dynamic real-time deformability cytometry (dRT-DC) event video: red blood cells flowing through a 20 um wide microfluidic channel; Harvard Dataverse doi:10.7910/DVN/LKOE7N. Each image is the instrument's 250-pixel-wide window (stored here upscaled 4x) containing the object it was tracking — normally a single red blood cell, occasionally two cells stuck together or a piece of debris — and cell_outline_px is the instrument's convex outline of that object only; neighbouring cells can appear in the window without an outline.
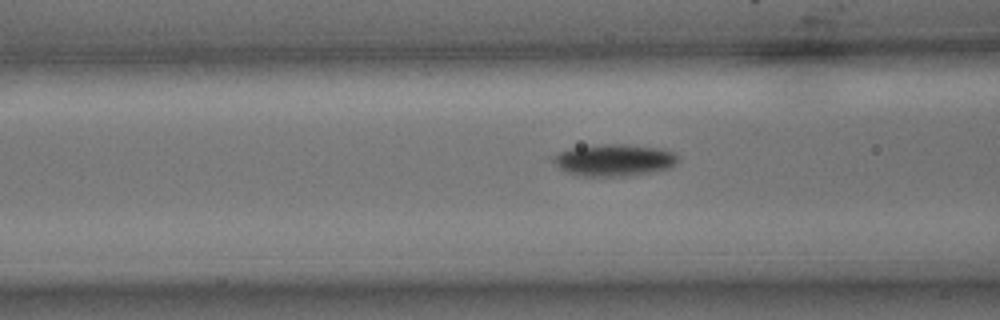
{"species": "common noctule bat (a hibernating species)", "species_latin": "Nyctalus noctula", "temperature_condition": "cold", "stored_images_in_passage": 27, "camera_frame_rate_fps": 3000, "um_per_image_px": 0.085, "animal": {"sex": "male", "body_mass_g": 15.6}, "frame": {"image": 1, "passage_image": 5, "time_ms": 1.333, "image_size_px": [1000, 320], "cell_outline_px": [[680, 160], [676, 164], [668, 168], [628, 176], [584, 176], [564, 172], [552, 160], [552, 156], [556, 152], [568, 148], [600, 144], [624, 144], [664, 148], [676, 152], [680, 156]], "centroid_in_image_um": [52.21, 13.59], "position_along_channel_um": 114.4, "area_um2": 23.64}}
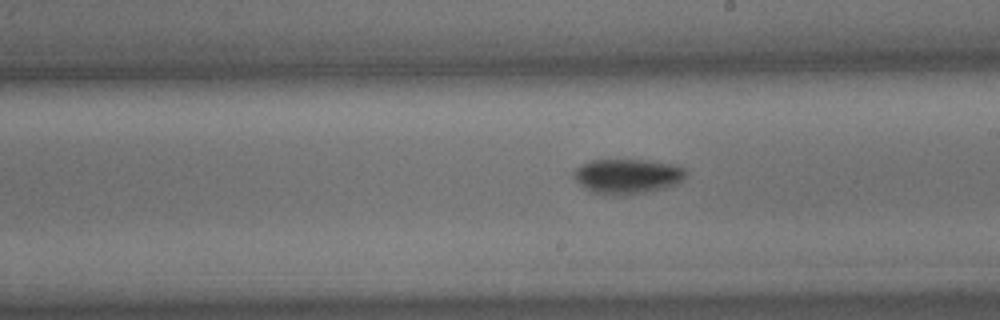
{"frame": {"image": 2, "passage_image": 15, "time_ms": 4.667, "image_size_px": [1000, 320], "cell_outline_px": [[688, 172], [676, 184], [664, 188], [648, 192], [628, 196], [608, 196], [592, 192], [584, 188], [572, 176], [572, 172], [580, 164], [592, 160], [648, 160], [672, 164], [688, 168]], "centroid_in_image_um": [53.31, 15.0], "position_along_channel_um": 235.7, "area_um2": 23.29}}
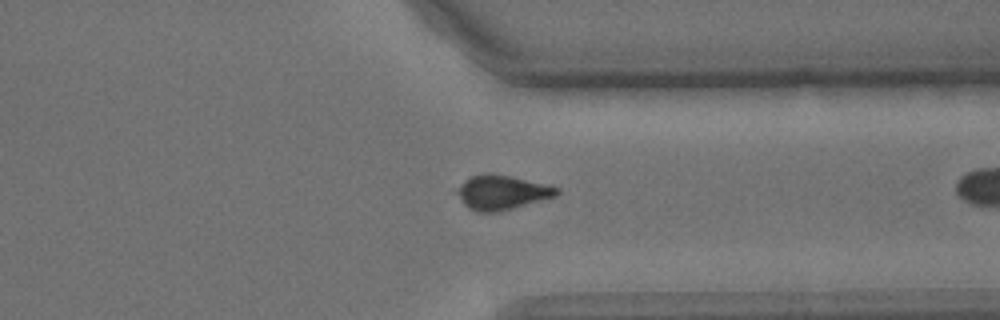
{"frame": {"image": 3, "passage_image": 26, "time_ms": 8.333, "image_size_px": [1000, 320], "cell_outline_px": [[560, 192], [556, 196], [512, 208], [496, 212], [476, 212], [468, 208], [464, 204], [456, 192], [456, 188], [464, 180], [472, 176], [484, 172], [488, 172], [508, 176], [560, 188]], "centroid_in_image_um": [42.61, 16.35], "position_along_channel_um": 368.8, "area_um2": 19.77}}